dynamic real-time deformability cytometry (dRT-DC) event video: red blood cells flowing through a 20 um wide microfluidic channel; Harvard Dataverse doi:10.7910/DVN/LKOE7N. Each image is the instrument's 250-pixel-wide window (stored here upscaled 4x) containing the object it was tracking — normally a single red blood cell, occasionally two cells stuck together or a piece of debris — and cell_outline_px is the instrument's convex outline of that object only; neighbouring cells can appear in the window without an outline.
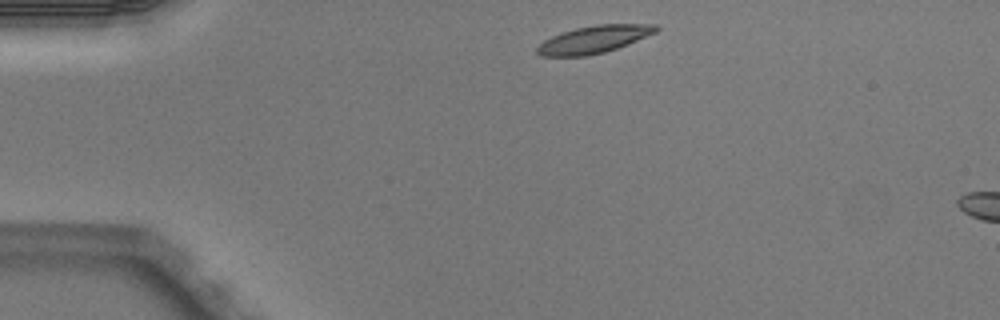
{"species": "Egyptian fruit bat (a non-hibernating species)", "species_latin": "Rousettus aegyptiacus", "temperature_condition": "warm", "stored_images_in_passage": 3, "camera_frame_rate_fps": 3000, "um_per_image_px": 0.085, "animal": {"sex": "male"}, "frame": {"image": 1, "passage_image": 1, "time_ms": 0.0, "image_size_px": [1000, 320], "cell_outline_px": [[660, 28], [656, 32], [628, 44], [604, 52], [584, 56], [540, 56], [536, 52], [536, 48], [544, 40], [552, 36], [576, 28], [596, 24], [656, 24]], "centroid_in_image_um": [50.49, 3.34], "position_along_channel_um": 34.5, "area_um2": 18.84}}